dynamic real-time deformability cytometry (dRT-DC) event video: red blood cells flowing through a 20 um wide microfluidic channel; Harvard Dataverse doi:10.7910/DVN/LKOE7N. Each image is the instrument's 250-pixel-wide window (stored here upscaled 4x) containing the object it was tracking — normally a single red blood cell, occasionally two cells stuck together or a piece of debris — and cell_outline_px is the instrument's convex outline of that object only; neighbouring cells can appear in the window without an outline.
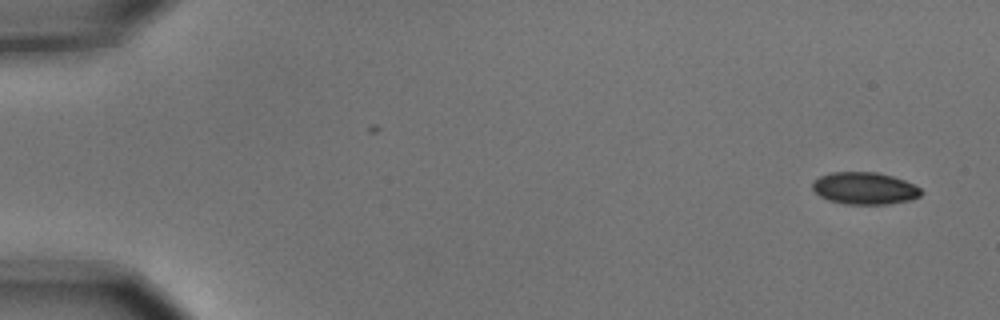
{"species": "common noctule bat (a hibernating species)", "species_latin": "Nyctalus noctula", "temperature_condition": "cold", "stored_images_in_passage": 5, "camera_frame_rate_fps": 3000, "um_per_image_px": 0.085, "animal": {"sex": "male", "body_mass_g": 15.6}, "frame": {"image": 1, "passage_image": 1, "time_ms": 0.0, "image_size_px": [1000, 320], "cell_outline_px": [[924, 192], [920, 196], [908, 200], [888, 204], [844, 204], [828, 200], [820, 196], [812, 188], [812, 180], [820, 176], [832, 172], [880, 172], [904, 180], [920, 188]], "centroid_in_image_um": [73.47, 16.0], "position_along_channel_um": 11.5, "area_um2": 20.4}}
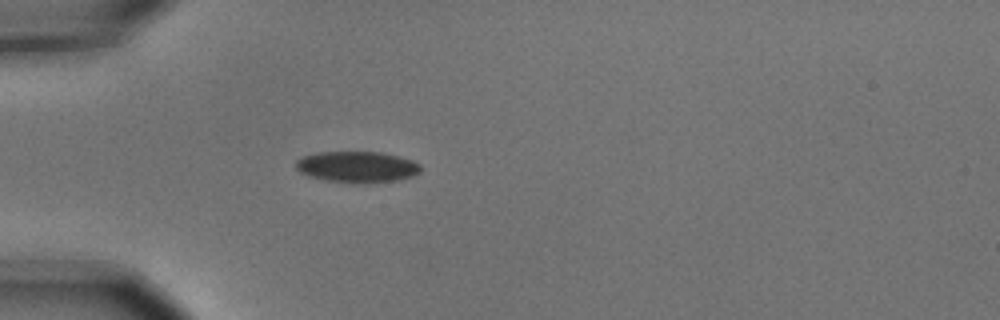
{"frame": {"image": 2, "passage_image": 5, "time_ms": 1.333, "image_size_px": [1000, 320], "cell_outline_px": [[420, 172], [412, 176], [396, 180], [364, 184], [352, 184], [324, 180], [308, 176], [300, 172], [296, 168], [296, 160], [300, 156], [316, 152], [380, 152], [412, 160], [420, 164]], "centroid_in_image_um": [30.3, 14.2], "position_along_channel_um": 54.7, "area_um2": 22.95}}